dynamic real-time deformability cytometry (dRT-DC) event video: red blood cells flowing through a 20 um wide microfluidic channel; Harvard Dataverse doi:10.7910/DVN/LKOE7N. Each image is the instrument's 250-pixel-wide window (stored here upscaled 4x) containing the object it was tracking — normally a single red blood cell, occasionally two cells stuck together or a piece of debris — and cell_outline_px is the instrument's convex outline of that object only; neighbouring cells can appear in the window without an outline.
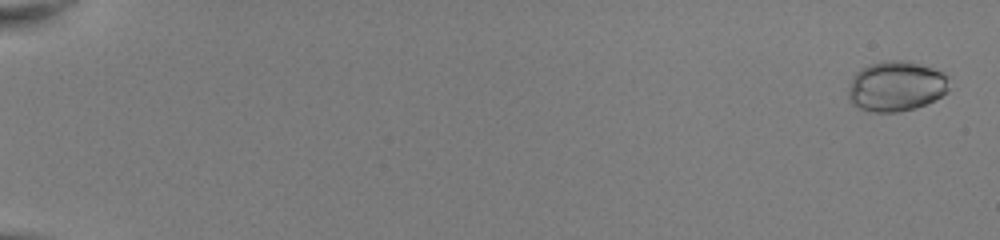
{"species": "common noctule bat (a hibernating species)", "species_latin": "Nyctalus noctula", "temperature_condition": "room temperature", "stored_images_in_passage": 53, "camera_frame_rate_fps": 3000, "um_per_image_px": 0.085, "animal": {"sex": "female", "body_mass_g": 22.0, "forearm_length_mm": 56.7}, "frame": {"image": 1, "passage_image": 2, "time_ms": 0.333, "image_size_px": [1000, 240], "cell_outline_px": [[948, 92], [916, 108], [900, 112], [872, 112], [860, 108], [852, 104], [848, 100], [848, 88], [852, 76], [860, 68], [884, 60], [908, 60], [932, 68], [948, 76]], "centroid_in_image_um": [76.13, 7.33], "position_along_channel_um": 8.9, "area_um2": 29.65}}
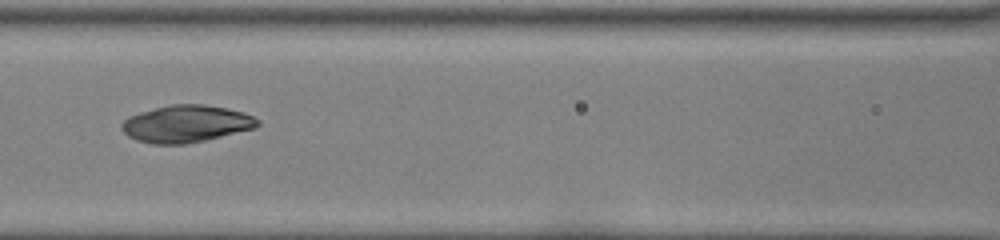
{"frame": {"image": 2, "passage_image": 27, "time_ms": 8.667, "image_size_px": [1000, 240], "cell_outline_px": [[260, 124], [256, 128], [204, 140], [184, 144], [152, 144], [136, 140], [128, 136], [124, 132], [120, 124], [128, 116], [140, 112], [172, 104], [204, 104], [228, 108], [244, 112], [260, 120]], "centroid_in_image_um": [15.83, 10.52], "position_along_channel_um": 150.8, "area_um2": 29.42}}
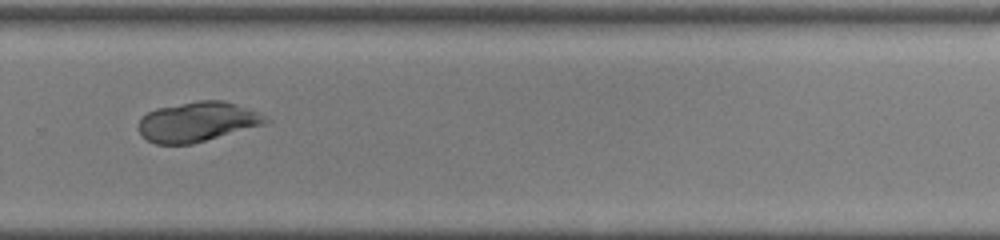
{"frame": {"image": 3, "passage_image": 39, "time_ms": 12.667, "image_size_px": [1000, 240], "cell_outline_px": [[272, 120], [264, 124], [192, 144], [156, 144], [148, 140], [136, 128], [140, 120], [148, 112], [156, 108], [200, 100], [224, 100], [260, 112]], "centroid_in_image_um": [16.79, 10.34], "position_along_channel_um": 313.0, "area_um2": 29.36}, "authors_computed_cell_mechanics": {"area_um2": 29.189, "velocity_mm_per_s": 4.0651, "shape_relaxation_time_tau1_ms": 10.5087, "shape_relaxation_time_tau2_ms": 1.7467, "deformation_change_tau1": 0.1143, "deformation_change_tau2": 0.0374}}